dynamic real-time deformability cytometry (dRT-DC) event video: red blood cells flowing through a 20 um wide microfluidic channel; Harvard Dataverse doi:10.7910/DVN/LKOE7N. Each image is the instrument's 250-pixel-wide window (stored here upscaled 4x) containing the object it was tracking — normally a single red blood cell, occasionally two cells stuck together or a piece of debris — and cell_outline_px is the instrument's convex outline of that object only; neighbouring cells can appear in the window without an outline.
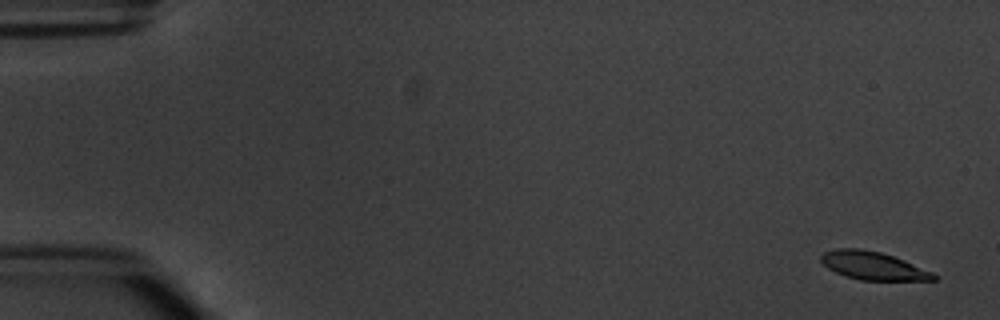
{"species": "common noctule bat (a hibernating species)", "species_latin": "Nyctalus noctula", "temperature_condition": "warm", "stored_images_in_passage": 5, "camera_frame_rate_fps": 3000, "um_per_image_px": 0.085, "animal": {"sex": "male", "body_mass_g": 20.1, "forearm_length_mm": 53.5}, "frame": {"image": 1, "passage_image": 1, "time_ms": 0.0, "image_size_px": [1000, 320], "cell_outline_px": [[940, 276], [936, 280], [860, 280], [836, 272], [828, 268], [820, 260], [820, 256], [824, 252], [836, 248], [860, 248], [880, 252], [904, 260], [932, 272]], "centroid_in_image_um": [74.22, 22.58], "position_along_channel_um": 10.8, "area_um2": 18.32}}
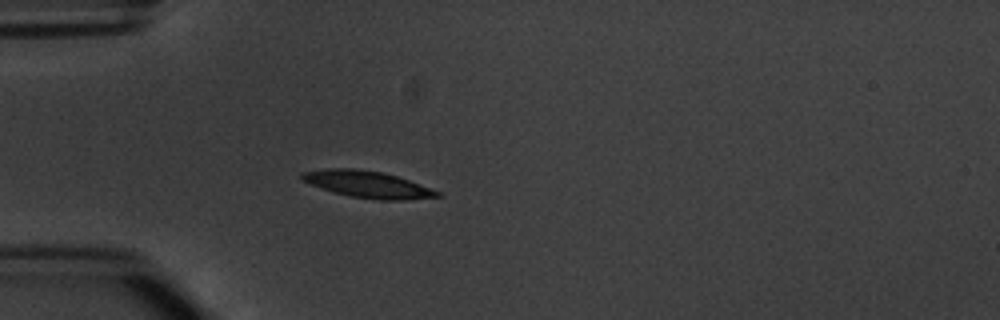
{"frame": {"image": 2, "passage_image": 5, "time_ms": 4.667, "image_size_px": [1000, 320], "cell_outline_px": [[444, 196], [404, 200], [380, 200], [352, 196], [332, 192], [300, 180], [300, 172], [328, 168], [352, 168], [380, 172], [396, 176], [408, 180], [440, 192]], "centroid_in_image_um": [31.2, 15.67], "position_along_channel_um": 53.8, "area_um2": 20.92}}